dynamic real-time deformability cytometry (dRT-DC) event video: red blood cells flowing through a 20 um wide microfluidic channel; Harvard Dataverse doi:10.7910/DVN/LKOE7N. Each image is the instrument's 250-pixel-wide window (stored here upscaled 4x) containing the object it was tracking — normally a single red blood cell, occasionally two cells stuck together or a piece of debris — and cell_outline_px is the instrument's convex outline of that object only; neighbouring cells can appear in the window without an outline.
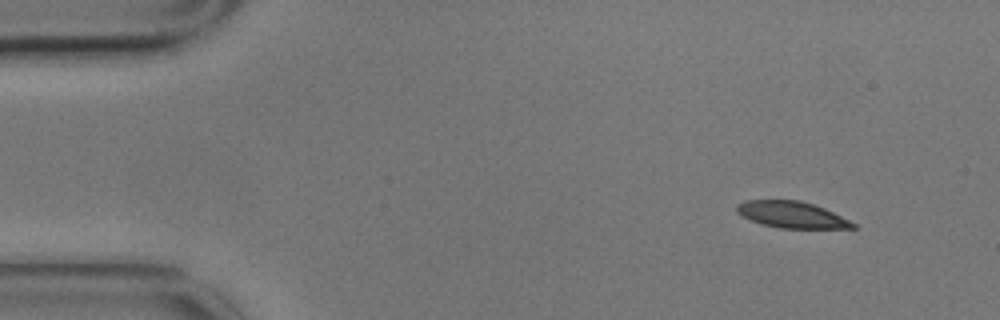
{"species": "common noctule bat (a hibernating species)", "species_latin": "Nyctalus noctula", "temperature_condition": "cold", "stored_images_in_passage": 10, "camera_frame_rate_fps": 3000, "um_per_image_px": 0.085, "animal": {"sex": "male", "body_mass_g": 17.9}, "frame": {"image": 1, "passage_image": 1, "time_ms": 0.0, "image_size_px": [1000, 320], "cell_outline_px": [[860, 228], [780, 228], [764, 224], [752, 220], [736, 212], [736, 204], [744, 200], [800, 200], [824, 208], [856, 224]], "centroid_in_image_um": [67.29, 18.24], "position_along_channel_um": 17.7, "area_um2": 17.69}}
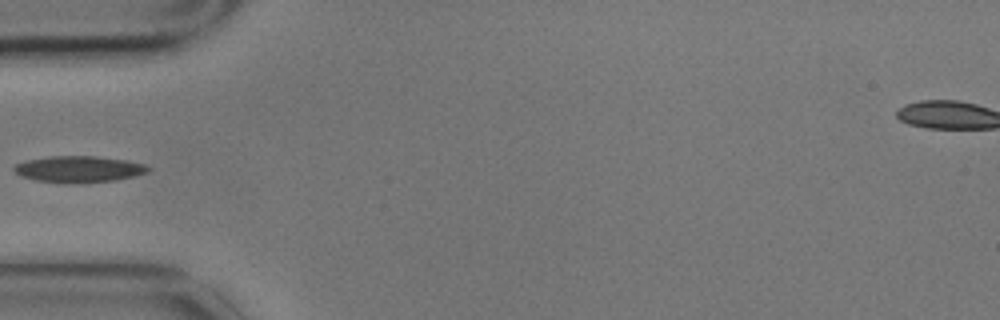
{"frame": {"image": 2, "passage_image": 4, "time_ms": 1.0, "image_size_px": [1000, 320], "cell_outline_px": [[152, 168], [148, 172], [116, 180], [36, 180], [20, 176], [12, 168], [16, 164], [24, 160], [48, 156], [96, 156], [128, 160], [144, 164]], "centroid_in_image_um": [6.71, 14.31], "position_along_channel_um": 78.3, "area_um2": 19.65}}